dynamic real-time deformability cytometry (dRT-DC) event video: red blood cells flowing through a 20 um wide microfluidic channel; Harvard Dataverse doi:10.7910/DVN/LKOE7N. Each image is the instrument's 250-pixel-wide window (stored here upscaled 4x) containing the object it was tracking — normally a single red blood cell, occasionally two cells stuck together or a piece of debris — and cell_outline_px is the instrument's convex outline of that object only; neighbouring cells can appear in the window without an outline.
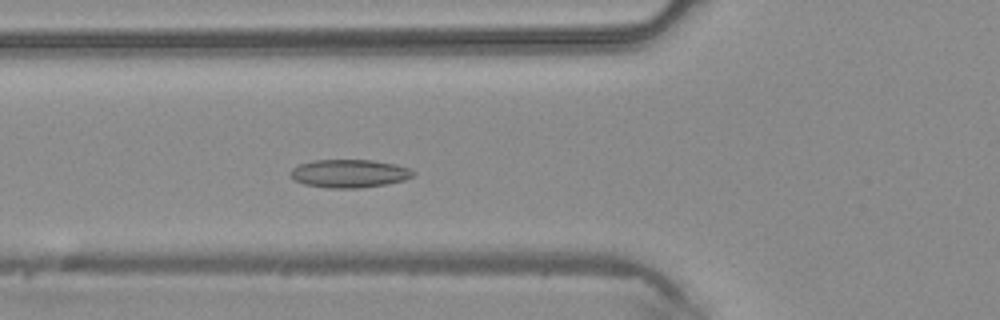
{"species": "common noctule bat (a hibernating species)", "species_latin": "Nyctalus noctula", "temperature_condition": "warm", "stored_images_in_passage": 45, "camera_frame_rate_fps": 3000, "um_per_image_px": 0.085, "animal": {"sex": "male", "body_mass_g": 20.4}, "frame": {"image": 1, "passage_image": 16, "time_ms": 5.0, "image_size_px": [1000, 320], "cell_outline_px": [[416, 172], [412, 176], [404, 180], [384, 184], [360, 188], [328, 188], [304, 184], [292, 180], [288, 172], [292, 168], [300, 164], [312, 160], [372, 160], [396, 164], [408, 168]], "centroid_in_image_um": [29.64, 14.74], "position_along_channel_um": 96.2, "area_um2": 20.23}}
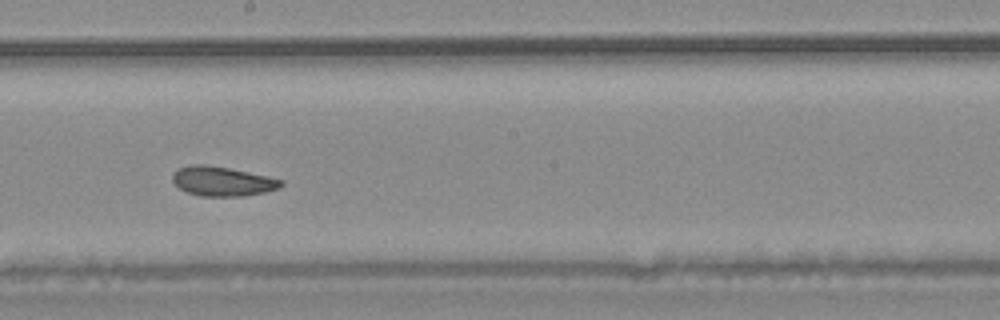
{"frame": {"image": 2, "passage_image": 25, "time_ms": 8.0, "image_size_px": [1000, 320], "cell_outline_px": [[284, 184], [280, 188], [264, 192], [244, 196], [200, 196], [188, 192], [180, 188], [172, 180], [172, 176], [180, 168], [192, 164], [204, 164], [228, 168], [268, 176], [284, 180]], "centroid_in_image_um": [18.94, 15.41], "position_along_channel_um": 229.3, "area_um2": 18.5}}
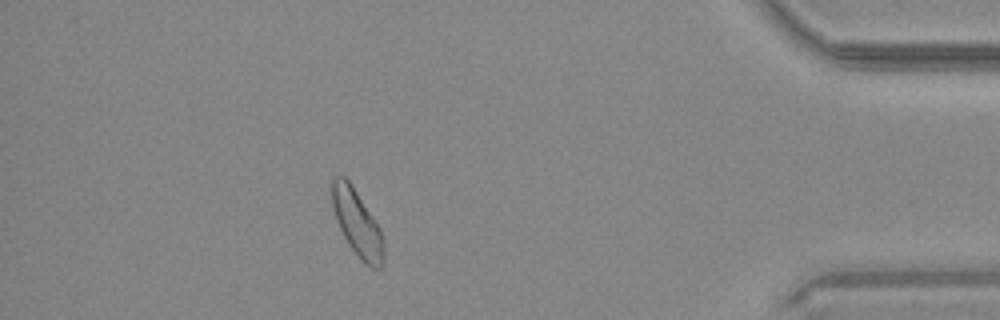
{"frame": {"image": 3, "passage_image": 40, "time_ms": 13.0, "image_size_px": [1000, 320], "cell_outline_px": [[384, 264], [380, 268], [372, 268], [364, 264], [360, 260], [348, 244], [336, 220], [328, 188], [332, 180], [336, 176], [344, 176], [352, 184], [380, 228], [384, 240]], "centroid_in_image_um": [30.34, 18.96], "position_along_channel_um": 404.9, "area_um2": 20.4}}